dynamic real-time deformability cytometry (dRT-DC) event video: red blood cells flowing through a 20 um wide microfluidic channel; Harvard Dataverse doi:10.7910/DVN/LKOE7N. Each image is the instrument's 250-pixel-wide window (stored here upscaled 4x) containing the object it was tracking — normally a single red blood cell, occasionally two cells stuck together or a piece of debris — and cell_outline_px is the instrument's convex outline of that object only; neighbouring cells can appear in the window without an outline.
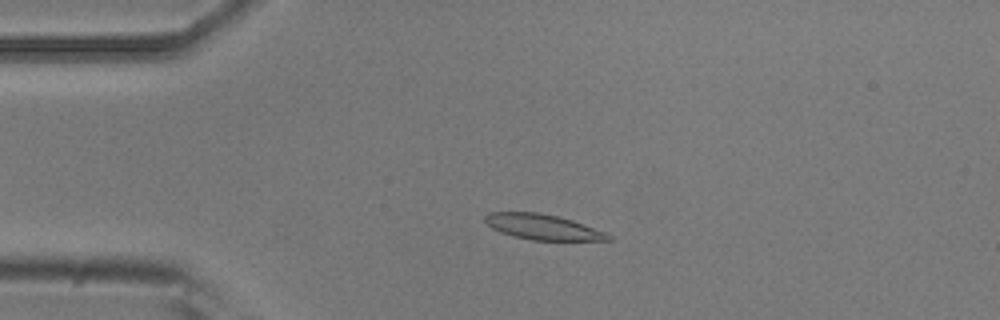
{"species": "common noctule bat (a hibernating species)", "species_latin": "Nyctalus noctula", "temperature_condition": "room temperature", "stored_images_in_passage": 5, "camera_frame_rate_fps": 3000, "um_per_image_px": 0.085, "animal": {"sex": "male", "body_mass_g": 20.5, "forearm_length_mm": 52.5}, "frame": {"image": 1, "passage_image": 3, "time_ms": 0.667, "image_size_px": [1000, 320], "cell_outline_px": [[616, 240], [532, 240], [512, 236], [500, 232], [492, 228], [484, 220], [484, 216], [488, 212], [540, 212], [572, 220], [604, 232], [612, 236]], "centroid_in_image_um": [46.1, 19.29], "position_along_channel_um": 38.9, "area_um2": 18.15}}
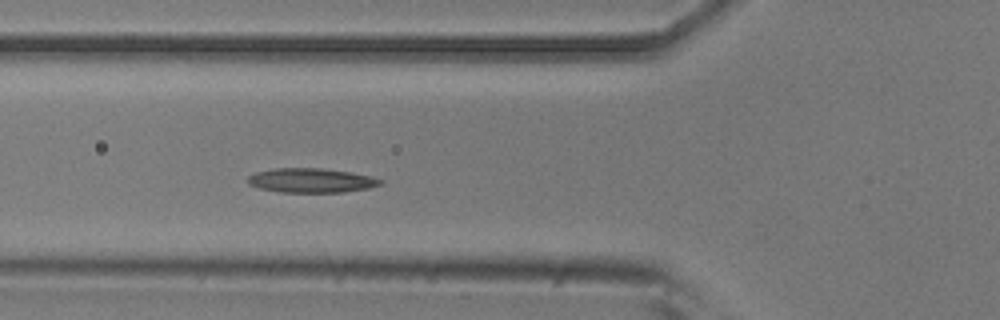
{"frame": {"image": 2, "passage_image": 5, "time_ms": 1.333, "image_size_px": [1000, 320], "cell_outline_px": [[384, 184], [368, 188], [344, 192], [280, 192], [260, 188], [248, 184], [248, 176], [256, 172], [276, 168], [320, 168], [352, 172], [372, 176], [384, 180]], "centroid_in_image_um": [26.5, 15.33], "position_along_channel_um": 99.3, "area_um2": 18.9}}